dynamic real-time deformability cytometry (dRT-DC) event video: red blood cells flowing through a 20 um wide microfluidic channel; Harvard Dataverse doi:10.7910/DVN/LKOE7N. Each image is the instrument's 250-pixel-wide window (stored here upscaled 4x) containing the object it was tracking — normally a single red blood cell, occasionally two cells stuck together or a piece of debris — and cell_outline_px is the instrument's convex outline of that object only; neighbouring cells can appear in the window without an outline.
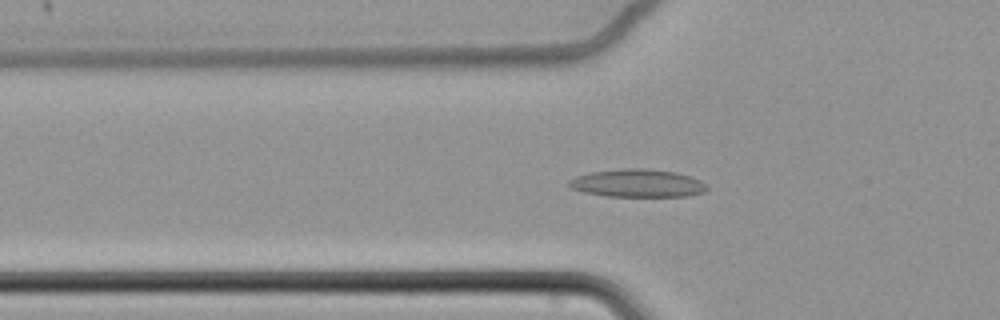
{"species": "common noctule bat (a hibernating species)", "species_latin": "Nyctalus noctula", "temperature_condition": "cold", "stored_images_in_passage": 62, "camera_frame_rate_fps": 3000, "um_per_image_px": 0.085, "animal": {"sex": "female", "body_mass_g": 22.7, "forearm_length_mm": 54.2}, "frame": {"image": 1, "passage_image": 22, "time_ms": 7.0, "image_size_px": [1000, 320], "cell_outline_px": [[708, 188], [704, 192], [688, 196], [608, 196], [584, 192], [572, 188], [568, 184], [568, 180], [576, 176], [592, 172], [624, 168], [644, 168], [676, 172], [692, 176], [700, 180]], "centroid_in_image_um": [54.21, 15.57], "position_along_channel_um": 71.6, "area_um2": 22.37}}
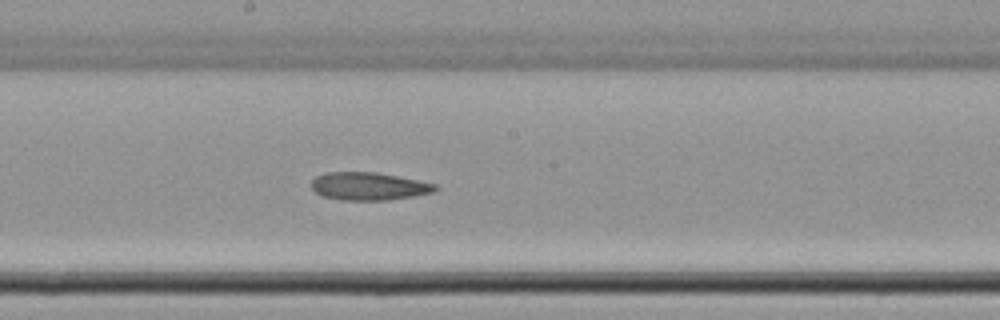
{"frame": {"image": 2, "passage_image": 35, "time_ms": 11.333, "image_size_px": [1000, 320], "cell_outline_px": [[440, 188], [436, 192], [388, 200], [344, 200], [324, 196], [316, 192], [312, 188], [312, 180], [316, 176], [324, 172], [376, 172], [436, 184]], "centroid_in_image_um": [31.36, 15.83], "position_along_channel_um": 216.8, "area_um2": 20.0}}
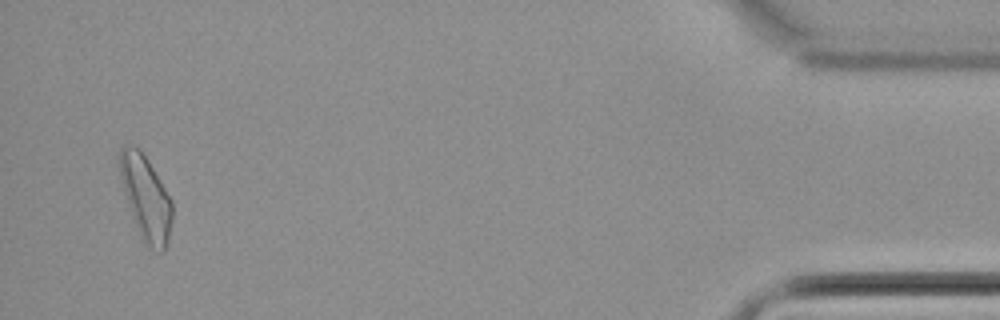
{"frame": {"image": 3, "passage_image": 60, "time_ms": 19.667, "image_size_px": [1000, 320], "cell_outline_px": [[172, 220], [168, 240], [164, 252], [160, 252], [148, 248], [140, 236], [132, 216], [124, 192], [120, 176], [120, 148], [124, 144], [128, 144], [140, 148], [148, 160], [172, 200]], "centroid_in_image_um": [12.4, 16.83], "position_along_channel_um": 422.8, "area_um2": 25.72}}